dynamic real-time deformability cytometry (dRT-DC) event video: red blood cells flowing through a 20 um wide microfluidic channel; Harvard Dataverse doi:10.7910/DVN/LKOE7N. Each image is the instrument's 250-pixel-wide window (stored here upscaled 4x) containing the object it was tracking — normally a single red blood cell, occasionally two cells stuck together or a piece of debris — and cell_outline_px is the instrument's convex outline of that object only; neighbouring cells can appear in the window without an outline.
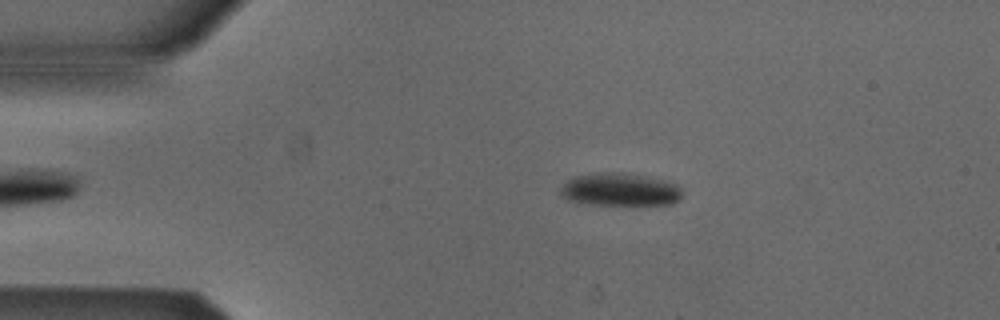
{"species": "Egyptian fruit bat (a non-hibernating species)", "species_latin": "Rousettus aegyptiacus", "temperature_condition": "cold", "stored_images_in_passage": 52, "camera_frame_rate_fps": 3000, "um_per_image_px": 0.085, "animal": {"sex": "male"}, "frame": {"image": 1, "passage_image": 10, "time_ms": 3.0, "image_size_px": [1000, 320], "cell_outline_px": [[680, 200], [672, 204], [592, 204], [568, 200], [560, 192], [560, 188], [568, 180], [576, 176], [608, 172], [620, 172], [660, 180], [676, 184], [680, 188]], "centroid_in_image_um": [52.68, 16.12], "position_along_channel_um": 32.3, "area_um2": 22.6}}
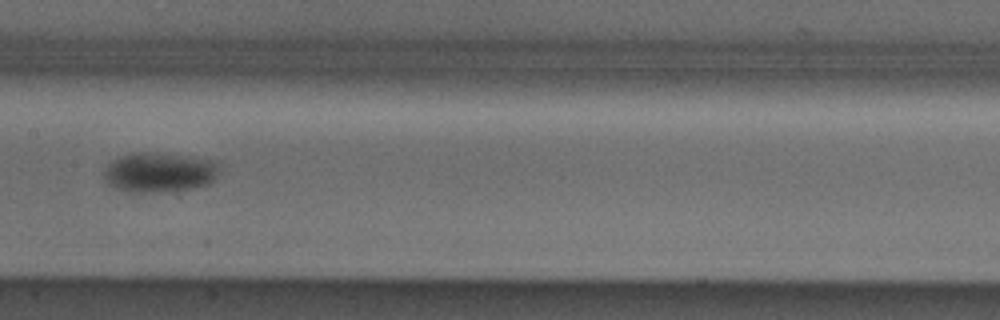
{"frame": {"image": 2, "passage_image": 26, "time_ms": 8.333, "image_size_px": [1000, 320], "cell_outline_px": [[216, 176], [212, 184], [172, 192], [128, 192], [116, 188], [108, 184], [104, 180], [104, 172], [108, 164], [112, 160], [120, 156], [136, 152], [148, 152], [212, 160], [216, 164]], "centroid_in_image_um": [13.49, 14.68], "position_along_channel_um": 193.9, "area_um2": 26.59}}
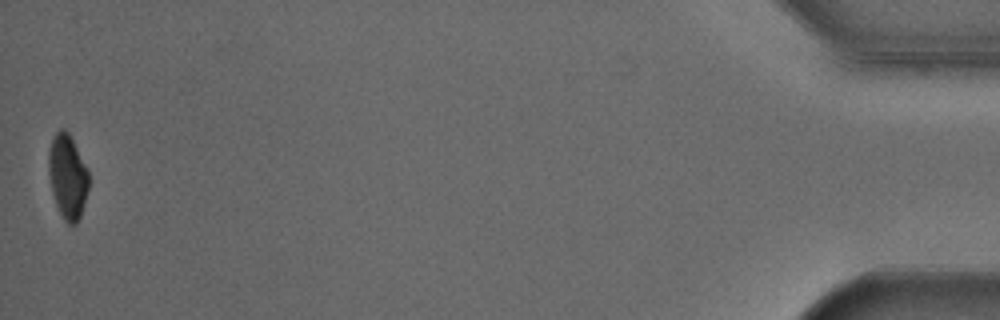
{"frame": {"image": 3, "passage_image": 52, "time_ms": 17.0, "image_size_px": [1000, 320], "cell_outline_px": [[88, 188], [84, 204], [80, 216], [76, 224], [68, 224], [64, 220], [56, 204], [52, 192], [48, 172], [48, 152], [52, 140], [56, 132], [60, 128], [64, 128], [68, 132], [88, 172]], "centroid_in_image_um": [5.72, 15.01], "position_along_channel_um": 429.5, "area_um2": 19.36}, "authors_computed_cell_mechanics": {"area_um2": 23.4379, "velocity_mm_per_s": 3.8746, "shape_relaxation_time_tau1_ms": 3.06, "shape_relaxation_time_tau2_ms": null, "deformation_change_tau1": 0.0769, "deformation_change_tau2": null}}